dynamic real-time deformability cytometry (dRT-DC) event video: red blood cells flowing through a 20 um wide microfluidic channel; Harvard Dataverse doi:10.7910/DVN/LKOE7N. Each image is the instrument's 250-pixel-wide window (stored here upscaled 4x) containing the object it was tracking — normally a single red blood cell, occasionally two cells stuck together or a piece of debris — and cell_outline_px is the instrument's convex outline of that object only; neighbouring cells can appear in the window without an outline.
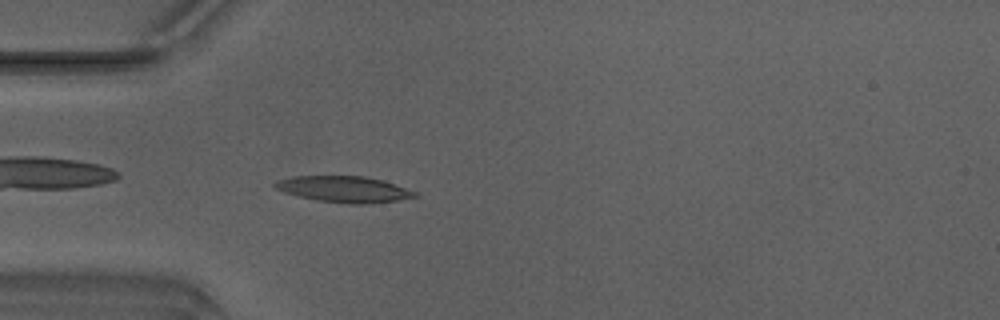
{"species": "Egyptian fruit bat (a non-hibernating species)", "species_latin": "Rousettus aegyptiacus", "temperature_condition": "warm", "stored_images_in_passage": 37, "camera_frame_rate_fps": 3000, "um_per_image_px": 0.085, "animal": {"sex": "male"}, "frame": {"image": 1, "passage_image": 3, "time_ms": 0.667, "image_size_px": [1000, 320], "cell_outline_px": [[420, 196], [396, 200], [364, 204], [348, 204], [316, 200], [284, 192], [276, 188], [272, 184], [276, 180], [292, 176], [364, 176], [384, 180], [420, 192]], "centroid_in_image_um": [29.29, 16.08], "position_along_channel_um": 55.7, "area_um2": 21.5}}
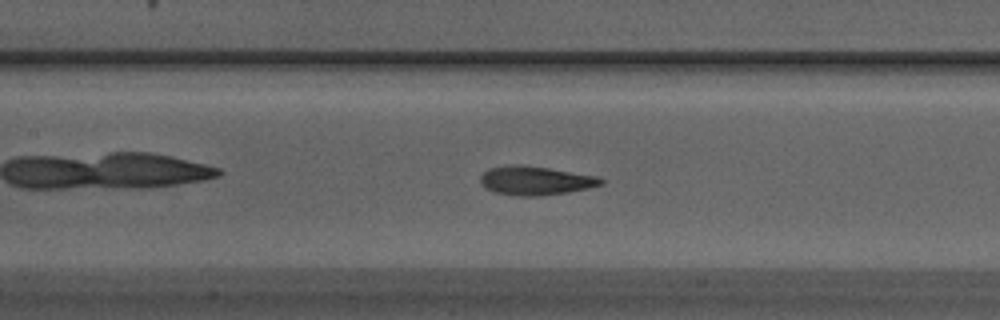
{"frame": {"image": 2, "passage_image": 11, "time_ms": 3.333, "image_size_px": [1000, 320], "cell_outline_px": [[604, 184], [588, 188], [568, 192], [540, 196], [520, 196], [496, 192], [484, 188], [480, 184], [480, 176], [488, 168], [516, 164], [548, 168], [596, 176], [604, 180]], "centroid_in_image_um": [45.49, 15.35], "position_along_channel_um": 161.9, "area_um2": 20.17}}
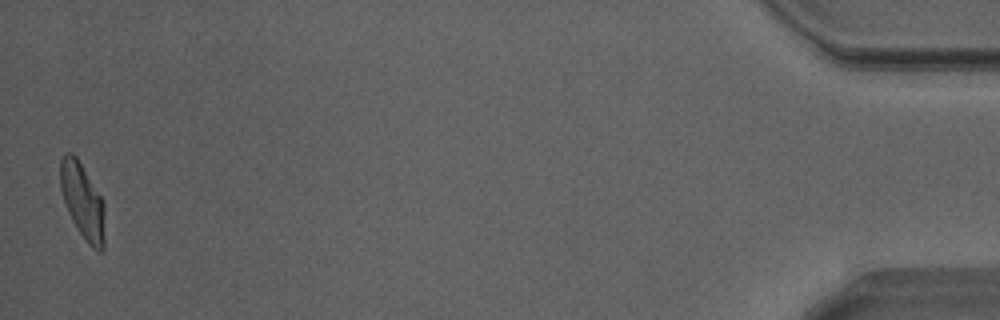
{"frame": {"image": 3, "passage_image": 37, "time_ms": 12.0, "image_size_px": [1000, 320], "cell_outline_px": [[104, 248], [100, 252], [96, 252], [88, 244], [72, 220], [68, 212], [60, 188], [60, 160], [64, 152], [72, 152], [76, 156], [104, 200]], "centroid_in_image_um": [7.02, 17.08], "position_along_channel_um": 428.2, "area_um2": 19.71}, "authors_computed_cell_mechanics": {"area_um2": 20.1144, "velocity_mm_per_s": 4.1842, "shape_relaxation_time_tau1_ms": 3.3829, "shape_relaxation_time_tau2_ms": 1.6457, "deformation_change_tau1": 0.1871, "deformation_change_tau2": 0.0873}}